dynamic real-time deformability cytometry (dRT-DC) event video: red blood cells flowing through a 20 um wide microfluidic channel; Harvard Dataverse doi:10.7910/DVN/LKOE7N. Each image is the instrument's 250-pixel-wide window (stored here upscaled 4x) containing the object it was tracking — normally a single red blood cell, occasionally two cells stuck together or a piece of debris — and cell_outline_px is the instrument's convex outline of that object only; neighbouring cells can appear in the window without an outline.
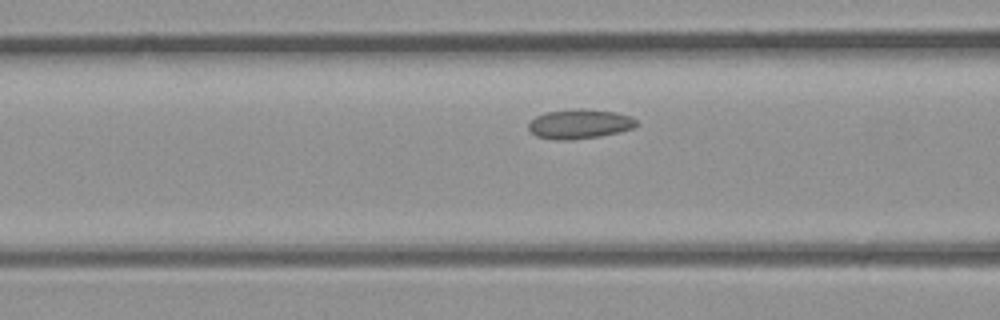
{"species": "common noctule bat (a hibernating species)", "species_latin": "Nyctalus noctula", "temperature_condition": "room temperature", "stored_images_in_passage": 6, "segment_of_instrument_passage": [1, 2], "camera_frame_rate_fps": 3000, "um_per_image_px": 0.085, "animal": {"sex": "male", "body_mass_g": 23.1, "forearm_length_mm": 52.7}, "frame": {"image": 1, "passage_image": 5, "time_ms": 1.333, "image_size_px": [1000, 320], "cell_outline_px": [[636, 124], [632, 128], [620, 132], [600, 136], [572, 140], [556, 140], [536, 136], [528, 128], [528, 124], [536, 116], [548, 112], [580, 108], [616, 112], [632, 116], [636, 120]], "centroid_in_image_um": [49.27, 10.54], "position_along_channel_um": 117.3, "area_um2": 18.5}}